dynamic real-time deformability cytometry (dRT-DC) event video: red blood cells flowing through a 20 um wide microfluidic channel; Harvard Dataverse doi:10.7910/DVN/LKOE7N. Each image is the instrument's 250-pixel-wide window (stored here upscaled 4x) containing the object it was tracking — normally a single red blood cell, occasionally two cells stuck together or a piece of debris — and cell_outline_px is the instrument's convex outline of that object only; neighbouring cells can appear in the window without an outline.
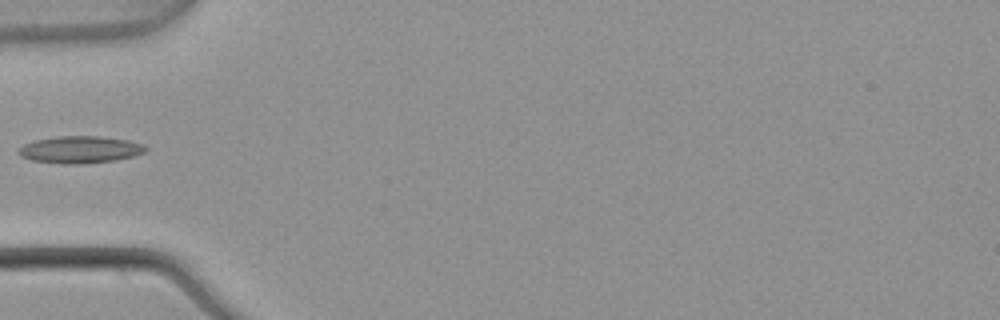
{"species": "common noctule bat (a hibernating species)", "species_latin": "Nyctalus noctula", "temperature_condition": "warm", "stored_images_in_passage": 5, "camera_frame_rate_fps": 3000, "um_per_image_px": 0.085, "animal": {"sex": "male", "body_mass_g": 21.5, "forearm_length_mm": 52.0}, "frame": {"image": 1, "passage_image": 5, "time_ms": 1.333, "image_size_px": [1000, 320], "cell_outline_px": [[148, 148], [144, 152], [132, 156], [116, 160], [84, 164], [60, 164], [32, 160], [20, 156], [16, 152], [16, 148], [24, 144], [36, 140], [56, 136], [100, 136], [128, 140], [144, 144]], "centroid_in_image_um": [6.77, 12.72], "position_along_channel_um": 78.2, "area_um2": 20.29}}